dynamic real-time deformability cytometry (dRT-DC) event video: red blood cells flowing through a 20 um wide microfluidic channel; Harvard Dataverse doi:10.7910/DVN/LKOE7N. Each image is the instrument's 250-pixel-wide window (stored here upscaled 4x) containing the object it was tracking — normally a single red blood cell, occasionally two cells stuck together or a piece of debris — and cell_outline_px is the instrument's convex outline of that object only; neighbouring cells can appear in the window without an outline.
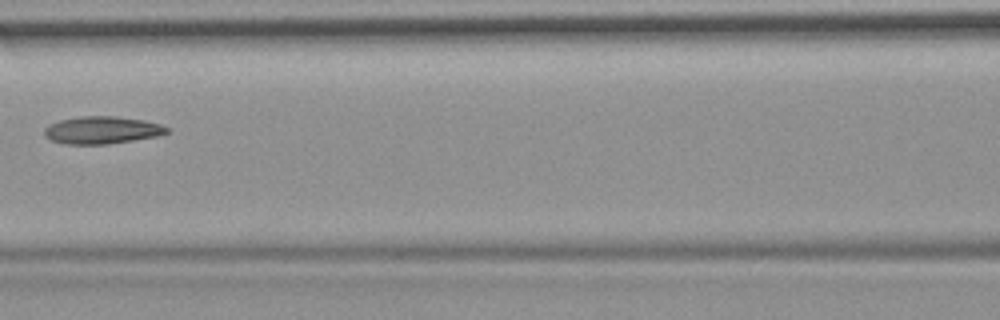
{"species": "common noctule bat (a hibernating species)", "species_latin": "Nyctalus noctula", "temperature_condition": "room temperature", "stored_images_in_passage": 7, "camera_frame_rate_fps": 3000, "um_per_image_px": 0.085, "animal": {"sex": "female", "body_mass_g": 19.9}, "frame": {"image": 1, "passage_image": 7, "time_ms": 8.0, "image_size_px": [1000, 320], "cell_outline_px": [[168, 132], [156, 136], [132, 140], [104, 144], [64, 144], [52, 140], [44, 136], [44, 128], [48, 124], [60, 120], [80, 116], [116, 116], [144, 120], [160, 124], [168, 128]], "centroid_in_image_um": [8.62, 11.05], "position_along_channel_um": 158.0, "area_um2": 19.48}}